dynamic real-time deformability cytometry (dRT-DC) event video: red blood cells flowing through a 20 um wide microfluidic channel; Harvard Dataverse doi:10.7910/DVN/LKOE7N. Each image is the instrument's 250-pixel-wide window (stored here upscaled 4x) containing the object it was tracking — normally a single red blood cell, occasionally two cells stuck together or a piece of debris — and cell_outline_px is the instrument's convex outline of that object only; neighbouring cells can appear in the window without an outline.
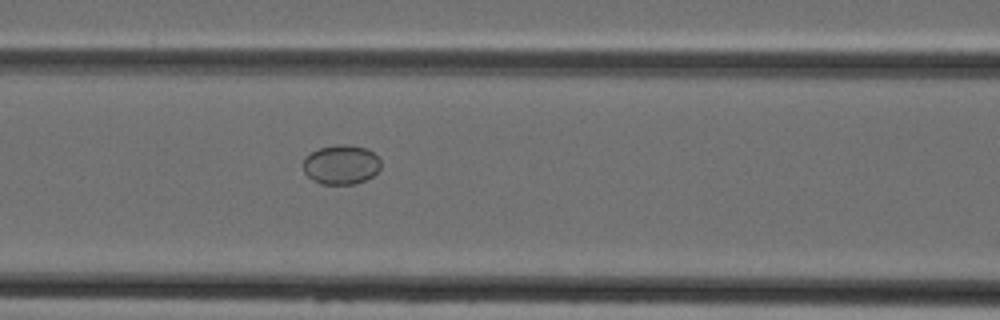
{"species": "Egyptian fruit bat (a non-hibernating species)", "species_latin": "Rousettus aegyptiacus", "temperature_condition": "cold", "stored_images_in_passage": 5, "camera_frame_rate_fps": 3000, "um_per_image_px": 0.085, "animal": {"sex": "female"}, "frame": {"image": 1, "passage_image": 3, "time_ms": 2.667, "image_size_px": [1000, 320], "cell_outline_px": [[380, 168], [372, 176], [356, 184], [320, 184], [312, 180], [304, 172], [304, 156], [320, 148], [336, 144], [344, 144], [368, 148], [380, 160]], "centroid_in_image_um": [28.98, 13.99], "position_along_channel_um": 137.6, "area_um2": 17.86}}
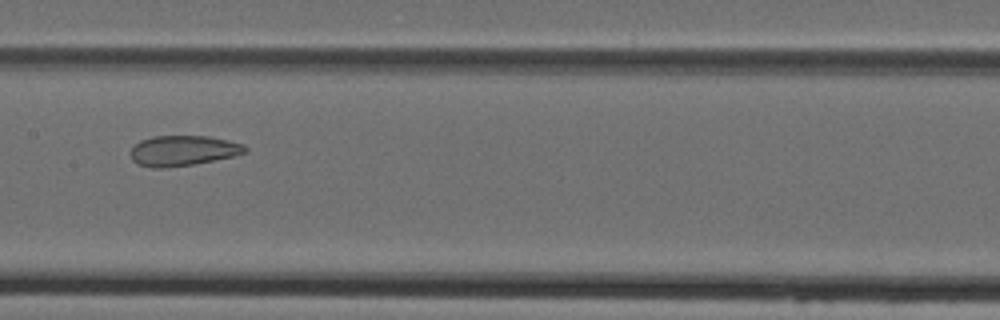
{"frame": {"image": 2, "passage_image": 5, "time_ms": 5.667, "image_size_px": [1000, 320], "cell_outline_px": [[248, 152], [236, 156], [192, 164], [164, 168], [152, 168], [136, 164], [132, 160], [128, 152], [140, 140], [152, 136], [208, 136], [228, 140], [244, 144], [248, 148]], "centroid_in_image_um": [15.55, 12.81], "position_along_channel_um": 191.8, "area_um2": 20.52}}